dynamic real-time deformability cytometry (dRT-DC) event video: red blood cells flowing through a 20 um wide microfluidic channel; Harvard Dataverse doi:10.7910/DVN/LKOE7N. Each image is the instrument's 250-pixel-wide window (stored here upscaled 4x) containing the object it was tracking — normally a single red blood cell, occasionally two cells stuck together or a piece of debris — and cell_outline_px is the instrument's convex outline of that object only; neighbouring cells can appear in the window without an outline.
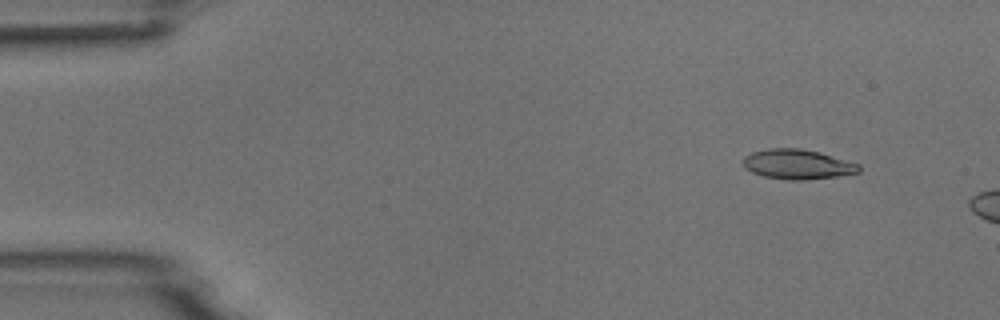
{"species": "common noctule bat (a hibernating species)", "species_latin": "Nyctalus noctula", "temperature_condition": "room temperature", "stored_images_in_passage": 4, "camera_frame_rate_fps": 3000, "um_per_image_px": 0.085, "animal": {"sex": "male", "body_mass_g": 18.8}, "frame": {"image": 1, "passage_image": 2, "time_ms": 1.333, "image_size_px": [1000, 320], "cell_outline_px": [[860, 172], [836, 176], [804, 180], [788, 180], [764, 176], [752, 172], [744, 168], [744, 156], [752, 152], [768, 148], [800, 148], [820, 152], [860, 164]], "centroid_in_image_um": [67.79, 13.96], "position_along_channel_um": 17.2, "area_um2": 20.11}}